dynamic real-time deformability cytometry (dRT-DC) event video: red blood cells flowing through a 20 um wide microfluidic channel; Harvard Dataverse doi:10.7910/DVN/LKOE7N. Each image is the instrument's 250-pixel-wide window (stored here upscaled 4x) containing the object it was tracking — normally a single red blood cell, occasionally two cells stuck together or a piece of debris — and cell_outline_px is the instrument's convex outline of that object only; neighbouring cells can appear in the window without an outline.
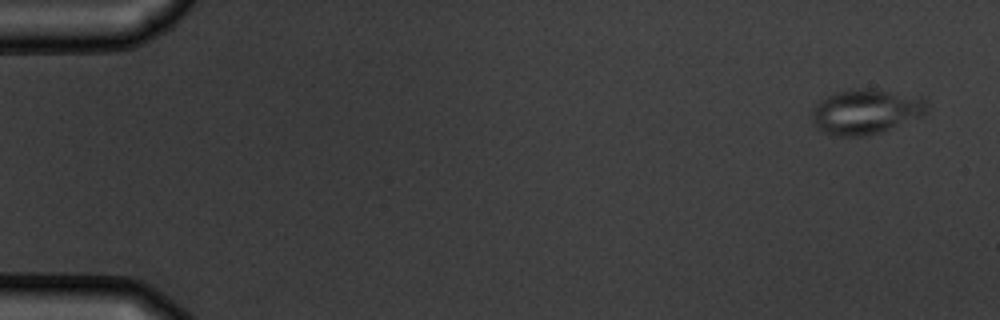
{"species": "common noctule bat (a hibernating species)", "species_latin": "Nyctalus noctula", "temperature_condition": "warm", "stored_images_in_passage": 5, "camera_frame_rate_fps": 3000, "um_per_image_px": 0.085, "animal": {"sex": "male", "body_mass_g": 19.5, "forearm_length_mm": 54.6}, "frame": {"image": 1, "passage_image": 1, "time_ms": 0.0, "image_size_px": [1000, 320], "cell_outline_px": [[928, 108], [920, 116], [880, 132], [864, 136], [832, 136], [816, 128], [812, 120], [812, 108], [820, 100], [836, 92], [872, 88], [924, 96]], "centroid_in_image_um": [73.58, 9.48], "position_along_channel_um": 11.4, "area_um2": 30.06}}